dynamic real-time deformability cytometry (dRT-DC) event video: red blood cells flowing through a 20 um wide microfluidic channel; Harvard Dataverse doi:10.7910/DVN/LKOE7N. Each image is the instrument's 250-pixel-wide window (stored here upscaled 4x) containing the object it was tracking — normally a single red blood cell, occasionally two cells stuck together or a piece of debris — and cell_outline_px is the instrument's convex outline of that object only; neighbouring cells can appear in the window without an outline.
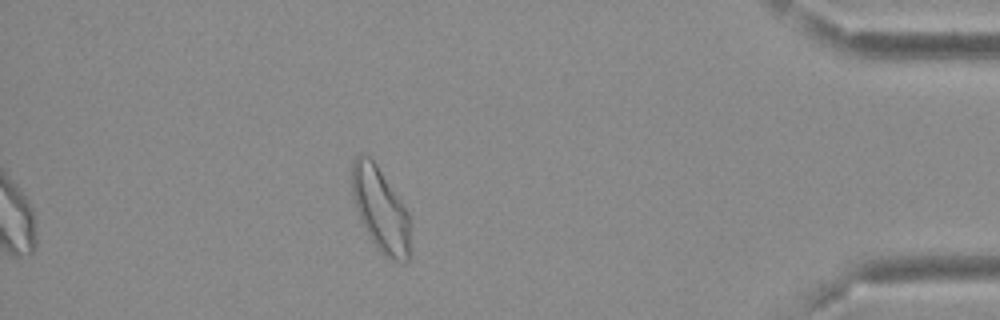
{"species": "Egyptian fruit bat (a non-hibernating species)", "species_latin": "Rousettus aegyptiacus", "temperature_condition": "cold", "stored_images_in_passage": 46, "segment_of_instrument_passage": [2, 2], "camera_frame_rate_fps": 3000, "um_per_image_px": 0.085, "frame": {"image": 1, "passage_image": 46, "time_ms": 15.0, "image_size_px": [1000, 320], "cell_outline_px": [[408, 260], [404, 264], [388, 260], [380, 252], [372, 240], [356, 208], [352, 196], [352, 160], [356, 156], [368, 156], [376, 164], [408, 212]], "centroid_in_image_um": [32.33, 17.84], "position_along_channel_um": 402.9, "area_um2": 27.8}}